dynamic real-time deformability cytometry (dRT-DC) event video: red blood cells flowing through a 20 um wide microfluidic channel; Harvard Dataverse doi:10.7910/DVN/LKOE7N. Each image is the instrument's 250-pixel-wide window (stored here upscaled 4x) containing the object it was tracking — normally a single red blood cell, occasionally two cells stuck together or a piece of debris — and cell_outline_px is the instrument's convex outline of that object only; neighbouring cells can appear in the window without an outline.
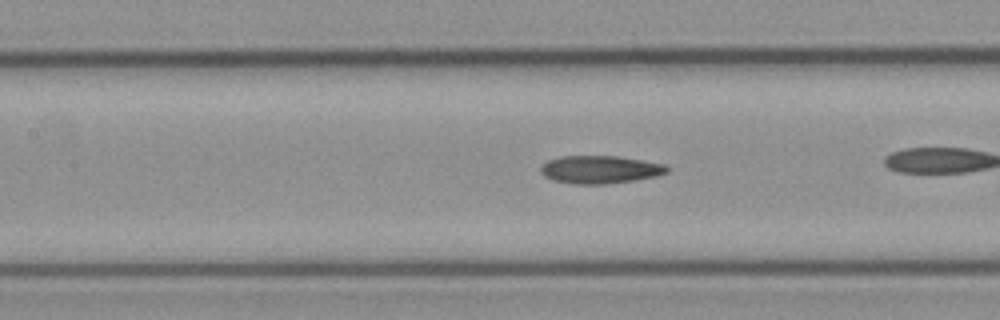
{"species": "common noctule bat (a hibernating species)", "species_latin": "Nyctalus noctula", "temperature_condition": "cold", "stored_images_in_passage": 30, "camera_frame_rate_fps": 3000, "um_per_image_px": 0.085, "animal": {"sex": "female", "body_mass_g": 21.9}, "frame": {"image": 1, "passage_image": 13, "time_ms": 4.0, "image_size_px": [1000, 320], "cell_outline_px": [[668, 172], [656, 176], [636, 180], [604, 184], [572, 184], [552, 180], [544, 176], [540, 172], [540, 164], [548, 160], [560, 156], [620, 156], [644, 160], [664, 164], [668, 168]], "centroid_in_image_um": [50.97, 14.41], "position_along_channel_um": 156.4, "area_um2": 20.75}}